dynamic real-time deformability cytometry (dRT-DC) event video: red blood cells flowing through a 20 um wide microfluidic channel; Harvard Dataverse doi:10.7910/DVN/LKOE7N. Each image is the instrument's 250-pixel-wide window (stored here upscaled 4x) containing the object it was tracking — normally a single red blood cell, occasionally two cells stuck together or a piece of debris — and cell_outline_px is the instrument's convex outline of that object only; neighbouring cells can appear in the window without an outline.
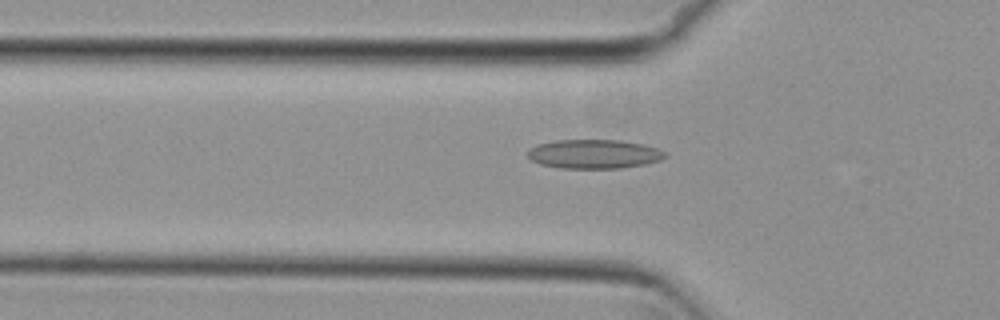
{"species": "common noctule bat (a hibernating species)", "species_latin": "Nyctalus noctula", "temperature_condition": "cold", "stored_images_in_passage": 53, "camera_frame_rate_fps": 3000, "um_per_image_px": 0.085, "animal": {"sex": "female", "body_mass_g": 29.2, "forearm_length_mm": 56.3}, "frame": {"image": 1, "passage_image": 17, "time_ms": 5.333, "image_size_px": [1000, 320], "cell_outline_px": [[664, 156], [660, 160], [644, 164], [620, 168], [560, 168], [540, 164], [532, 160], [528, 156], [528, 148], [536, 144], [556, 140], [620, 140], [644, 144], [656, 148], [664, 152]], "centroid_in_image_um": [50.44, 13.08], "position_along_channel_um": 75.4, "area_um2": 23.18}}
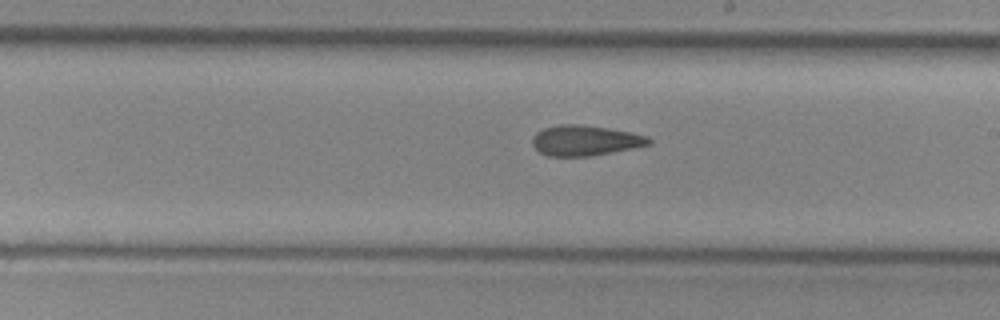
{"frame": {"image": 2, "passage_image": 30, "time_ms": 9.667, "image_size_px": [1000, 320], "cell_outline_px": [[652, 144], [636, 148], [592, 156], [548, 156], [540, 152], [532, 144], [532, 136], [536, 132], [544, 128], [560, 124], [580, 124], [608, 128], [648, 136], [652, 140]], "centroid_in_image_um": [49.75, 11.94], "position_along_channel_um": 239.2, "area_um2": 20.75}}
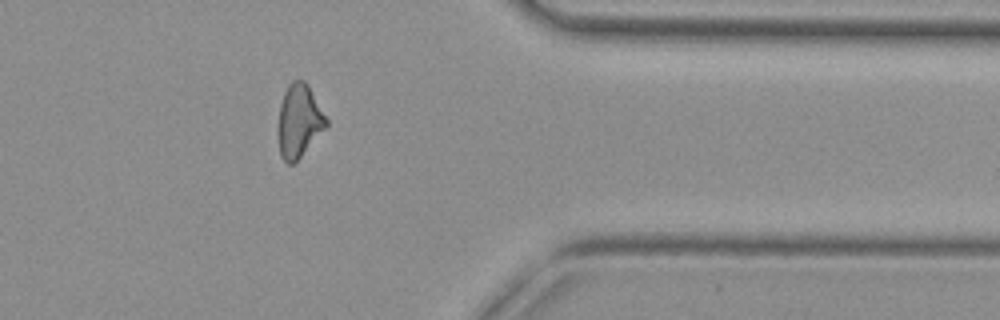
{"frame": {"image": 3, "passage_image": 43, "time_ms": 14.0, "image_size_px": [1000, 320], "cell_outline_px": [[328, 124], [300, 156], [292, 164], [288, 164], [280, 156], [276, 132], [276, 128], [280, 104], [284, 92], [288, 84], [292, 80], [304, 80], [308, 84], [328, 120]], "centroid_in_image_um": [25.37, 10.26], "position_along_channel_um": 386.0, "area_um2": 20.58}, "authors_computed_cell_mechanics": {"area_um2": 21.1548, "velocity_mm_per_s": 3.7654, "shape_relaxation_time_tau1_ms": null, "shape_relaxation_time_tau2_ms": 5.1958, "deformation_change_tau1": null, "deformation_change_tau2": 0.1481}}